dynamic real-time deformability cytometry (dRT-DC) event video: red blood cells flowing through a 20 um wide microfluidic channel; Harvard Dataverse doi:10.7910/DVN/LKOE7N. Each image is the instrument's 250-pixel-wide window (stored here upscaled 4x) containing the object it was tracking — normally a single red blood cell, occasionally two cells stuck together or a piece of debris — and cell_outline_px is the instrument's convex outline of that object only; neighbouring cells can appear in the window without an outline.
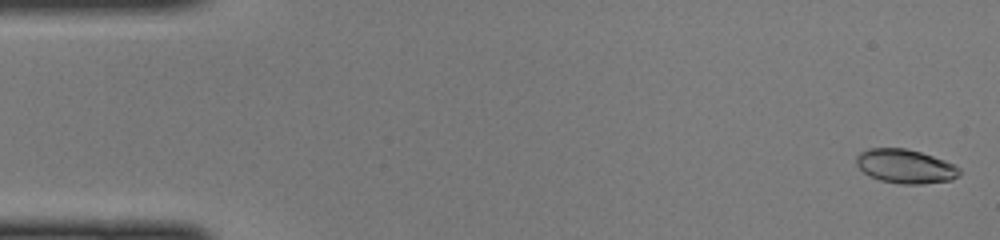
{"species": "common noctule bat (a hibernating species)", "species_latin": "Nyctalus noctula", "temperature_condition": "cold", "stored_images_in_passage": 47, "camera_frame_rate_fps": 3000, "um_per_image_px": 0.085, "animal": {"sex": "female", "body_mass_g": 22.0, "forearm_length_mm": 56.7}, "frame": {"image": 1, "passage_image": 1, "time_ms": 0.0, "image_size_px": [1000, 240], "cell_outline_px": [[960, 172], [952, 180], [920, 184], [904, 184], [880, 180], [864, 172], [856, 164], [856, 156], [860, 152], [868, 148], [904, 148], [920, 152], [956, 164], [960, 168]], "centroid_in_image_um": [76.96, 14.13], "position_along_channel_um": 8.0, "area_um2": 20.29}}
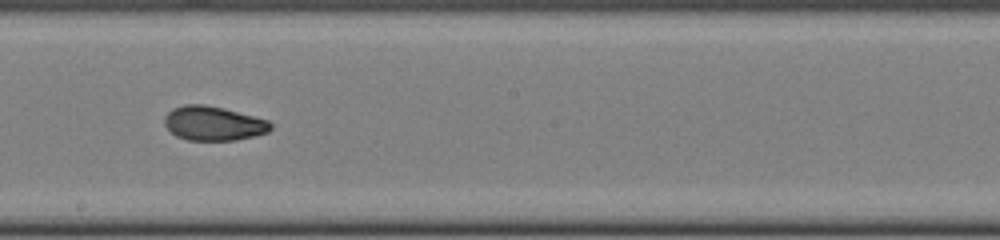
{"frame": {"image": 2, "passage_image": 26, "time_ms": 8.333, "image_size_px": [1000, 240], "cell_outline_px": [[272, 128], [268, 132], [256, 136], [236, 140], [188, 140], [176, 136], [164, 124], [164, 116], [172, 108], [184, 104], [204, 104], [224, 108], [268, 120], [272, 124]], "centroid_in_image_um": [18.14, 10.48], "position_along_channel_um": 230.1, "area_um2": 21.33}}
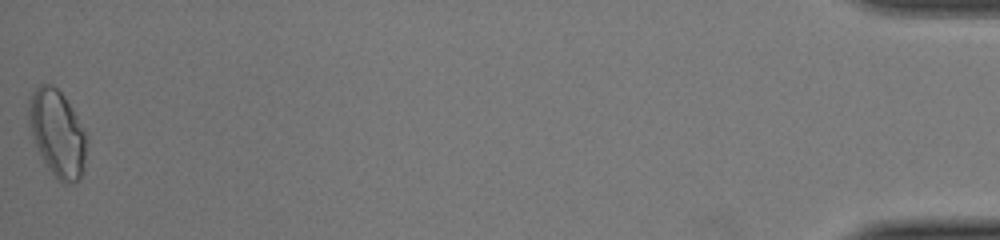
{"frame": {"image": 3, "passage_image": 47, "time_ms": 15.333, "image_size_px": [1000, 240], "cell_outline_px": [[88, 136], [84, 168], [80, 180], [64, 184], [48, 168], [36, 144], [28, 120], [28, 100], [36, 88], [40, 84], [52, 84], [64, 96], [84, 128]], "centroid_in_image_um": [4.91, 11.32], "position_along_channel_um": 430.3, "area_um2": 28.96}}